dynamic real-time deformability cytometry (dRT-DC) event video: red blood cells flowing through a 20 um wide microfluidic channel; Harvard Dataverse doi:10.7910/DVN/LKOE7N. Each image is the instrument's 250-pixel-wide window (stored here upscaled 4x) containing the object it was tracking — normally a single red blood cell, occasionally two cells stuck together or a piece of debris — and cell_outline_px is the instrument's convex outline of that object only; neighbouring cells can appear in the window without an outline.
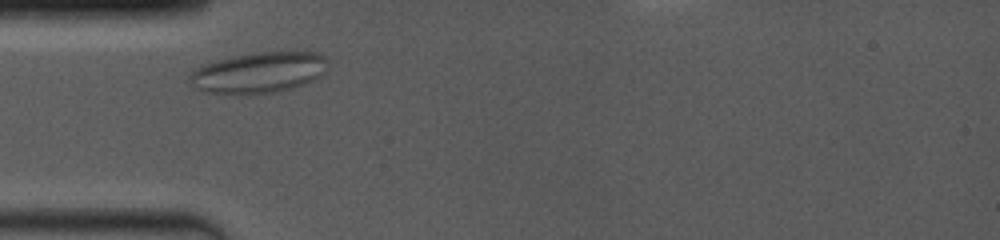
{"species": "common noctule bat (a hibernating species)", "species_latin": "Nyctalus noctula", "temperature_condition": "room temperature", "stored_images_in_passage": 16, "camera_frame_rate_fps": 4000, "um_per_image_px": 0.085, "animal": {"sex": "female", "body_mass_g": 19.0, "forearm_length_mm": 53.3}, "frame": {"image": 1, "passage_image": 3, "time_ms": 0.5, "image_size_px": [1000, 240], "cell_outline_px": [[328, 64], [324, 72], [320, 76], [304, 84], [292, 88], [272, 92], [204, 92], [196, 88], [188, 80], [188, 72], [204, 64], [232, 56], [252, 52], [320, 52], [328, 56]], "centroid_in_image_um": [22.02, 6.12], "position_along_channel_um": 63.0, "area_um2": 32.6}}
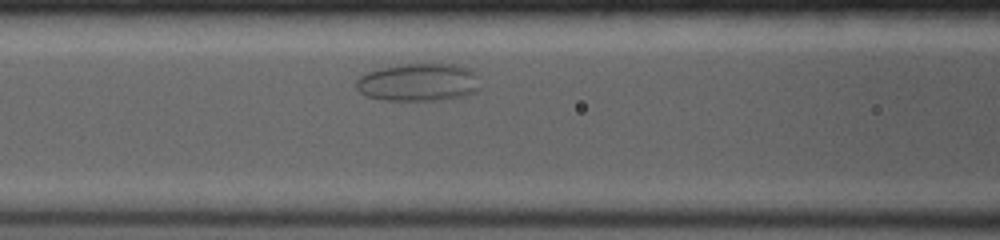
{"frame": {"image": 2, "passage_image": 10, "time_ms": 2.5, "image_size_px": [1000, 240], "cell_outline_px": [[480, 88], [476, 92], [464, 96], [440, 100], [384, 100], [368, 96], [360, 92], [356, 88], [356, 80], [360, 76], [368, 72], [380, 68], [404, 64], [452, 64], [468, 68], [476, 72]], "centroid_in_image_um": [35.59, 7.0], "position_along_channel_um": 131.0, "area_um2": 27.34}}
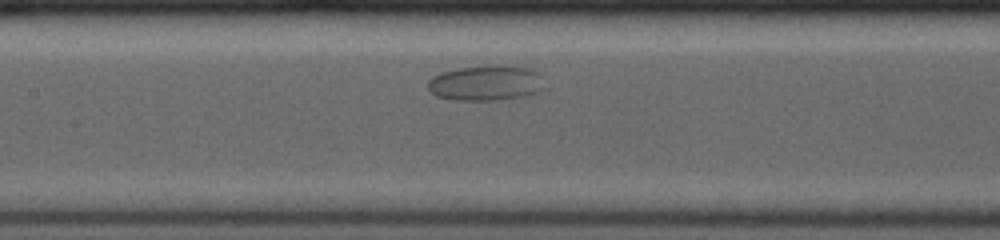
{"frame": {"image": 3, "passage_image": 14, "time_ms": 3.5, "image_size_px": [1000, 240], "cell_outline_px": [[544, 88], [536, 92], [524, 96], [492, 100], [456, 100], [436, 96], [428, 88], [428, 80], [432, 76], [440, 72], [456, 68], [528, 68], [540, 72]], "centroid_in_image_um": [41.26, 7.09], "position_along_channel_um": 166.1, "area_um2": 23.12}}